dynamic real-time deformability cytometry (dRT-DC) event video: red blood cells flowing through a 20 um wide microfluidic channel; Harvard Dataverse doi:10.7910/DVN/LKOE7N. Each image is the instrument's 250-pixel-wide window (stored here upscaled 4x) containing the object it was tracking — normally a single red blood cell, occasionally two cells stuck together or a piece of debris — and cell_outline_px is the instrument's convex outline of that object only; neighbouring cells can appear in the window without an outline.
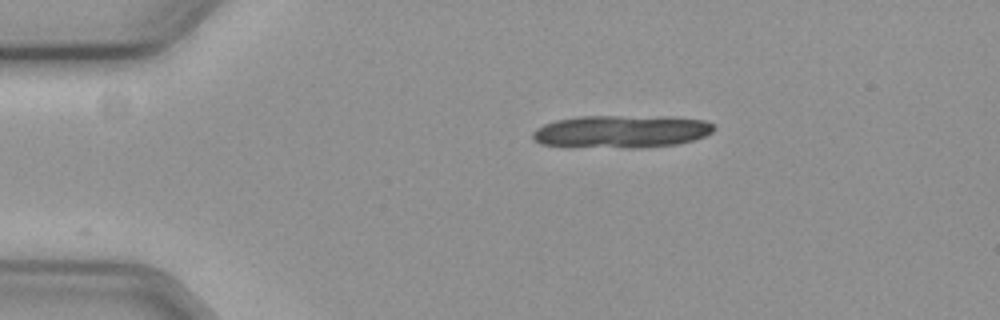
{"species": "common noctule bat (a hibernating species)", "species_latin": "Nyctalus noctula", "temperature_condition": "cold", "stored_images_in_passage": 8, "camera_frame_rate_fps": 3000, "um_per_image_px": 0.085, "animal": {"sex": "female", "body_mass_g": 19.3, "forearm_length_mm": 54.1}, "frame": {"image": 1, "passage_image": 1, "time_ms": 0.0, "image_size_px": [1000, 320], "cell_outline_px": [[716, 128], [712, 132], [704, 136], [692, 140], [676, 144], [636, 148], [624, 148], [540, 144], [532, 140], [532, 132], [536, 128], [544, 124], [556, 120], [576, 116], [620, 116], [704, 120], [712, 124]], "centroid_in_image_um": [52.73, 11.19], "position_along_channel_um": 32.3, "area_um2": 33.87}}